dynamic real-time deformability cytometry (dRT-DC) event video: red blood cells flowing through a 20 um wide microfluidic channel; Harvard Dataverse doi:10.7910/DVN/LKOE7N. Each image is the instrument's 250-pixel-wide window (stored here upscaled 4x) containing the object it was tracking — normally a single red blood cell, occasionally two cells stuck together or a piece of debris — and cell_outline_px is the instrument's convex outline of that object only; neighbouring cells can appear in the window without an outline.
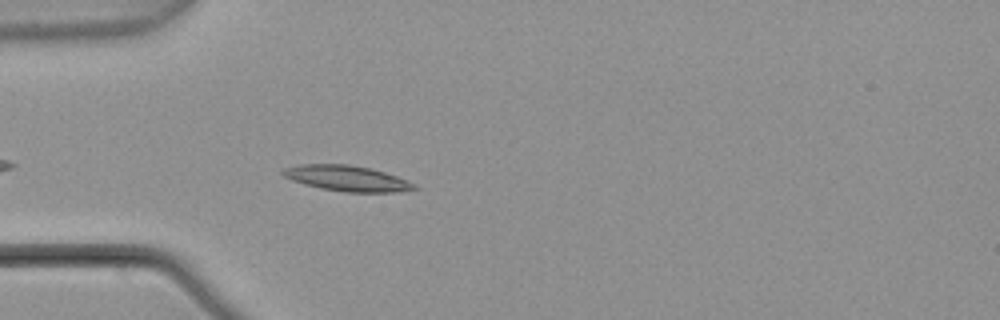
{"species": "common noctule bat (a hibernating species)", "species_latin": "Nyctalus noctula", "temperature_condition": "warm", "stored_images_in_passage": 5, "camera_frame_rate_fps": 3000, "um_per_image_px": 0.085, "animal": {"sex": "male", "body_mass_g": 21.5, "forearm_length_mm": 52.0}, "frame": {"image": 1, "passage_image": 5, "time_ms": 1.333, "image_size_px": [1000, 320], "cell_outline_px": [[420, 188], [396, 192], [344, 192], [320, 188], [304, 184], [292, 180], [284, 176], [280, 172], [284, 168], [300, 164], [348, 164], [372, 168], [408, 180]], "centroid_in_image_um": [29.49, 15.15], "position_along_channel_um": 55.5, "area_um2": 19.65}}